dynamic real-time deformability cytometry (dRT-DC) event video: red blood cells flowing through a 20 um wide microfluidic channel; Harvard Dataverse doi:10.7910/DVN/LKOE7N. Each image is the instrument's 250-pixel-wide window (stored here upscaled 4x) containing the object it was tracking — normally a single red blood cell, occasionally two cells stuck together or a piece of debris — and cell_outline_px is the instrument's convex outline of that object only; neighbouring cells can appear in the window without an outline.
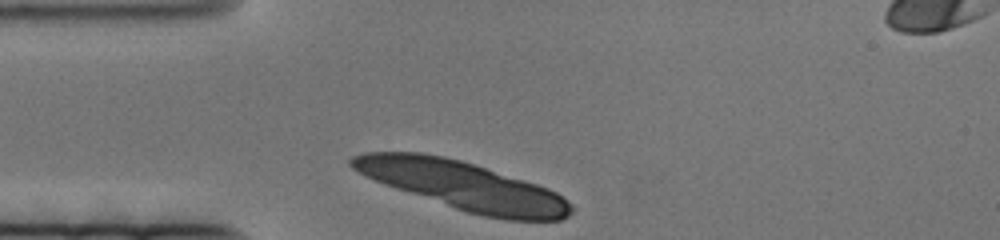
{"species": "human", "species_latin": "Homo sapiens", "temperature_condition": "cold", "stored_images_in_passage": 45, "camera_frame_rate_fps": 3000, "um_per_image_px": 0.085, "donor": {"sex": "female"}, "frame": {"image": 1, "passage_image": 1, "time_ms": 0.0, "image_size_px": [1000, 240], "cell_outline_px": [[572, 212], [568, 216], [560, 220], [508, 220], [484, 216], [468, 212], [384, 184], [352, 168], [348, 164], [348, 160], [352, 156], [364, 152], [420, 152], [444, 156], [460, 160], [536, 184], [548, 188], [556, 192], [568, 200], [572, 204]], "centroid_in_image_um": [39.37, 15.78], "position_along_channel_um": 45.6, "area_um2": 60.86}}